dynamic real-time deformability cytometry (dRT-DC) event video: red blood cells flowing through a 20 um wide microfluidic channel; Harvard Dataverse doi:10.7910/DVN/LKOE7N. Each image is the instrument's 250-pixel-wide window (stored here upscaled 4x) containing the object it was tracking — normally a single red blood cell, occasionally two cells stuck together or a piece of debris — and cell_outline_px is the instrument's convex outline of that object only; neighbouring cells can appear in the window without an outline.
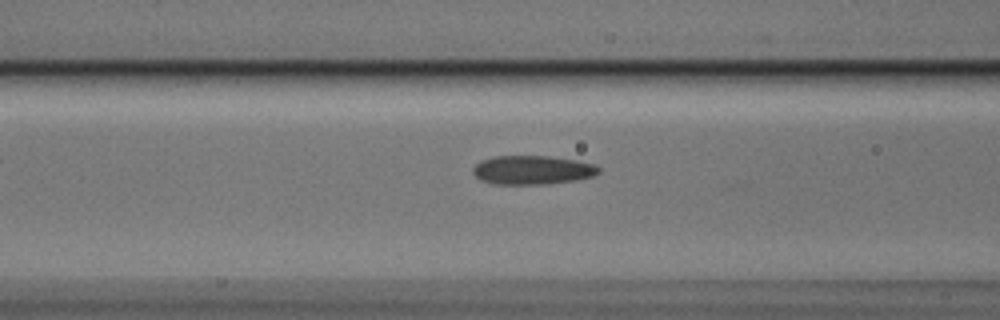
{"species": "Egyptian fruit bat (a non-hibernating species)", "species_latin": "Rousettus aegyptiacus", "temperature_condition": "cold", "stored_images_in_passage": 15, "camera_frame_rate_fps": 3000, "um_per_image_px": 0.085, "animal": {"sex": "male"}, "frame": {"image": 1, "passage_image": 13, "time_ms": 4.0, "image_size_px": [1000, 320], "cell_outline_px": [[600, 172], [592, 176], [576, 180], [548, 184], [492, 184], [480, 180], [472, 172], [472, 168], [476, 164], [492, 156], [548, 156], [576, 160], [596, 164], [600, 168]], "centroid_in_image_um": [45.26, 14.45], "position_along_channel_um": 121.3, "area_um2": 21.27}}